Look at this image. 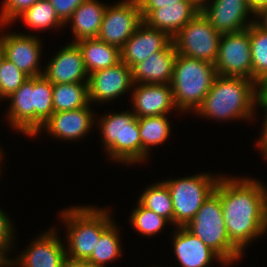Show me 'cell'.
<instances>
[{
	"mask_svg": "<svg viewBox=\"0 0 267 267\" xmlns=\"http://www.w3.org/2000/svg\"><path fill=\"white\" fill-rule=\"evenodd\" d=\"M138 202L146 209L167 219L171 225L174 224L171 194L163 181L147 186Z\"/></svg>",
	"mask_w": 267,
	"mask_h": 267,
	"instance_id": "cell-28",
	"label": "cell"
},
{
	"mask_svg": "<svg viewBox=\"0 0 267 267\" xmlns=\"http://www.w3.org/2000/svg\"><path fill=\"white\" fill-rule=\"evenodd\" d=\"M4 152H2V149H0V162H1V159L3 160V154ZM0 170H1V168H0ZM1 173V172H0Z\"/></svg>",
	"mask_w": 267,
	"mask_h": 267,
	"instance_id": "cell-46",
	"label": "cell"
},
{
	"mask_svg": "<svg viewBox=\"0 0 267 267\" xmlns=\"http://www.w3.org/2000/svg\"><path fill=\"white\" fill-rule=\"evenodd\" d=\"M113 221L102 233L90 258L87 260L97 267H105L110 261H115L120 257L123 250L121 249L120 231Z\"/></svg>",
	"mask_w": 267,
	"mask_h": 267,
	"instance_id": "cell-27",
	"label": "cell"
},
{
	"mask_svg": "<svg viewBox=\"0 0 267 267\" xmlns=\"http://www.w3.org/2000/svg\"><path fill=\"white\" fill-rule=\"evenodd\" d=\"M39 0H4L0 12V27H6Z\"/></svg>",
	"mask_w": 267,
	"mask_h": 267,
	"instance_id": "cell-34",
	"label": "cell"
},
{
	"mask_svg": "<svg viewBox=\"0 0 267 267\" xmlns=\"http://www.w3.org/2000/svg\"><path fill=\"white\" fill-rule=\"evenodd\" d=\"M65 267H97L87 260H71L67 259Z\"/></svg>",
	"mask_w": 267,
	"mask_h": 267,
	"instance_id": "cell-41",
	"label": "cell"
},
{
	"mask_svg": "<svg viewBox=\"0 0 267 267\" xmlns=\"http://www.w3.org/2000/svg\"><path fill=\"white\" fill-rule=\"evenodd\" d=\"M46 65L43 75L52 84L88 82L81 49L76 43L62 47Z\"/></svg>",
	"mask_w": 267,
	"mask_h": 267,
	"instance_id": "cell-17",
	"label": "cell"
},
{
	"mask_svg": "<svg viewBox=\"0 0 267 267\" xmlns=\"http://www.w3.org/2000/svg\"><path fill=\"white\" fill-rule=\"evenodd\" d=\"M7 253L0 247V267H10V258H7Z\"/></svg>",
	"mask_w": 267,
	"mask_h": 267,
	"instance_id": "cell-43",
	"label": "cell"
},
{
	"mask_svg": "<svg viewBox=\"0 0 267 267\" xmlns=\"http://www.w3.org/2000/svg\"><path fill=\"white\" fill-rule=\"evenodd\" d=\"M131 68L120 61L115 66L95 71L88 76L90 103H103L117 99L133 89Z\"/></svg>",
	"mask_w": 267,
	"mask_h": 267,
	"instance_id": "cell-14",
	"label": "cell"
},
{
	"mask_svg": "<svg viewBox=\"0 0 267 267\" xmlns=\"http://www.w3.org/2000/svg\"><path fill=\"white\" fill-rule=\"evenodd\" d=\"M220 177L200 173L163 180L171 194L175 227L186 226L192 220L204 201L214 192Z\"/></svg>",
	"mask_w": 267,
	"mask_h": 267,
	"instance_id": "cell-7",
	"label": "cell"
},
{
	"mask_svg": "<svg viewBox=\"0 0 267 267\" xmlns=\"http://www.w3.org/2000/svg\"><path fill=\"white\" fill-rule=\"evenodd\" d=\"M192 1L199 9H201L205 4H207V1L210 0H190Z\"/></svg>",
	"mask_w": 267,
	"mask_h": 267,
	"instance_id": "cell-44",
	"label": "cell"
},
{
	"mask_svg": "<svg viewBox=\"0 0 267 267\" xmlns=\"http://www.w3.org/2000/svg\"><path fill=\"white\" fill-rule=\"evenodd\" d=\"M106 7L107 5L101 1L86 0L74 10L65 23L66 26L71 22L72 33L75 37L73 43L82 39L97 38Z\"/></svg>",
	"mask_w": 267,
	"mask_h": 267,
	"instance_id": "cell-23",
	"label": "cell"
},
{
	"mask_svg": "<svg viewBox=\"0 0 267 267\" xmlns=\"http://www.w3.org/2000/svg\"><path fill=\"white\" fill-rule=\"evenodd\" d=\"M214 66L218 75L252 80L249 27L240 32L221 34Z\"/></svg>",
	"mask_w": 267,
	"mask_h": 267,
	"instance_id": "cell-9",
	"label": "cell"
},
{
	"mask_svg": "<svg viewBox=\"0 0 267 267\" xmlns=\"http://www.w3.org/2000/svg\"><path fill=\"white\" fill-rule=\"evenodd\" d=\"M86 0H49L56 15L65 24L71 17L74 10Z\"/></svg>",
	"mask_w": 267,
	"mask_h": 267,
	"instance_id": "cell-36",
	"label": "cell"
},
{
	"mask_svg": "<svg viewBox=\"0 0 267 267\" xmlns=\"http://www.w3.org/2000/svg\"><path fill=\"white\" fill-rule=\"evenodd\" d=\"M53 84L44 76L34 77V135L54 113Z\"/></svg>",
	"mask_w": 267,
	"mask_h": 267,
	"instance_id": "cell-30",
	"label": "cell"
},
{
	"mask_svg": "<svg viewBox=\"0 0 267 267\" xmlns=\"http://www.w3.org/2000/svg\"><path fill=\"white\" fill-rule=\"evenodd\" d=\"M54 112L79 109L90 104L88 82L53 84Z\"/></svg>",
	"mask_w": 267,
	"mask_h": 267,
	"instance_id": "cell-26",
	"label": "cell"
},
{
	"mask_svg": "<svg viewBox=\"0 0 267 267\" xmlns=\"http://www.w3.org/2000/svg\"><path fill=\"white\" fill-rule=\"evenodd\" d=\"M174 232L172 235L173 250L181 267H208L213 260H219V263L227 266L214 250L205 245L185 226L176 227Z\"/></svg>",
	"mask_w": 267,
	"mask_h": 267,
	"instance_id": "cell-19",
	"label": "cell"
},
{
	"mask_svg": "<svg viewBox=\"0 0 267 267\" xmlns=\"http://www.w3.org/2000/svg\"><path fill=\"white\" fill-rule=\"evenodd\" d=\"M76 44L81 49L88 74L120 62V49L97 38L82 39Z\"/></svg>",
	"mask_w": 267,
	"mask_h": 267,
	"instance_id": "cell-24",
	"label": "cell"
},
{
	"mask_svg": "<svg viewBox=\"0 0 267 267\" xmlns=\"http://www.w3.org/2000/svg\"><path fill=\"white\" fill-rule=\"evenodd\" d=\"M220 203L230 243L243 254L267 232V187L252 177L222 175Z\"/></svg>",
	"mask_w": 267,
	"mask_h": 267,
	"instance_id": "cell-1",
	"label": "cell"
},
{
	"mask_svg": "<svg viewBox=\"0 0 267 267\" xmlns=\"http://www.w3.org/2000/svg\"><path fill=\"white\" fill-rule=\"evenodd\" d=\"M264 113V121H263V130H261V137L259 136V140H257L256 145L259 149H261L262 156L264 155V159L267 160V108H263Z\"/></svg>",
	"mask_w": 267,
	"mask_h": 267,
	"instance_id": "cell-38",
	"label": "cell"
},
{
	"mask_svg": "<svg viewBox=\"0 0 267 267\" xmlns=\"http://www.w3.org/2000/svg\"><path fill=\"white\" fill-rule=\"evenodd\" d=\"M136 86V87H135ZM132 104L135 117L167 115L177 110L170 84H134Z\"/></svg>",
	"mask_w": 267,
	"mask_h": 267,
	"instance_id": "cell-18",
	"label": "cell"
},
{
	"mask_svg": "<svg viewBox=\"0 0 267 267\" xmlns=\"http://www.w3.org/2000/svg\"><path fill=\"white\" fill-rule=\"evenodd\" d=\"M267 108V78L259 85V105Z\"/></svg>",
	"mask_w": 267,
	"mask_h": 267,
	"instance_id": "cell-40",
	"label": "cell"
},
{
	"mask_svg": "<svg viewBox=\"0 0 267 267\" xmlns=\"http://www.w3.org/2000/svg\"><path fill=\"white\" fill-rule=\"evenodd\" d=\"M259 105V85L250 79L216 75L195 113L216 121L252 120Z\"/></svg>",
	"mask_w": 267,
	"mask_h": 267,
	"instance_id": "cell-2",
	"label": "cell"
},
{
	"mask_svg": "<svg viewBox=\"0 0 267 267\" xmlns=\"http://www.w3.org/2000/svg\"><path fill=\"white\" fill-rule=\"evenodd\" d=\"M14 227L12 226L11 220L0 208V247L8 253L14 245ZM13 244V245H12Z\"/></svg>",
	"mask_w": 267,
	"mask_h": 267,
	"instance_id": "cell-35",
	"label": "cell"
},
{
	"mask_svg": "<svg viewBox=\"0 0 267 267\" xmlns=\"http://www.w3.org/2000/svg\"><path fill=\"white\" fill-rule=\"evenodd\" d=\"M247 2L254 12L267 5V0H247Z\"/></svg>",
	"mask_w": 267,
	"mask_h": 267,
	"instance_id": "cell-42",
	"label": "cell"
},
{
	"mask_svg": "<svg viewBox=\"0 0 267 267\" xmlns=\"http://www.w3.org/2000/svg\"><path fill=\"white\" fill-rule=\"evenodd\" d=\"M221 34L200 11L173 38L177 54L215 63Z\"/></svg>",
	"mask_w": 267,
	"mask_h": 267,
	"instance_id": "cell-8",
	"label": "cell"
},
{
	"mask_svg": "<svg viewBox=\"0 0 267 267\" xmlns=\"http://www.w3.org/2000/svg\"><path fill=\"white\" fill-rule=\"evenodd\" d=\"M214 64L177 54L170 86L177 110L194 111L201 106L216 77Z\"/></svg>",
	"mask_w": 267,
	"mask_h": 267,
	"instance_id": "cell-4",
	"label": "cell"
},
{
	"mask_svg": "<svg viewBox=\"0 0 267 267\" xmlns=\"http://www.w3.org/2000/svg\"><path fill=\"white\" fill-rule=\"evenodd\" d=\"M177 51L171 42L164 50L154 52L132 70L134 84H170Z\"/></svg>",
	"mask_w": 267,
	"mask_h": 267,
	"instance_id": "cell-20",
	"label": "cell"
},
{
	"mask_svg": "<svg viewBox=\"0 0 267 267\" xmlns=\"http://www.w3.org/2000/svg\"><path fill=\"white\" fill-rule=\"evenodd\" d=\"M140 7L141 17L144 19L152 10L177 4L178 2H192L190 0H137Z\"/></svg>",
	"mask_w": 267,
	"mask_h": 267,
	"instance_id": "cell-37",
	"label": "cell"
},
{
	"mask_svg": "<svg viewBox=\"0 0 267 267\" xmlns=\"http://www.w3.org/2000/svg\"><path fill=\"white\" fill-rule=\"evenodd\" d=\"M185 227L214 250L227 265L233 264L243 256L230 243L226 231L220 203V178L214 192Z\"/></svg>",
	"mask_w": 267,
	"mask_h": 267,
	"instance_id": "cell-6",
	"label": "cell"
},
{
	"mask_svg": "<svg viewBox=\"0 0 267 267\" xmlns=\"http://www.w3.org/2000/svg\"><path fill=\"white\" fill-rule=\"evenodd\" d=\"M138 206L133 209L130 215V221L132 228H134L138 234L143 236H154L169 224V221L164 217L157 215L155 212L146 209L139 202Z\"/></svg>",
	"mask_w": 267,
	"mask_h": 267,
	"instance_id": "cell-32",
	"label": "cell"
},
{
	"mask_svg": "<svg viewBox=\"0 0 267 267\" xmlns=\"http://www.w3.org/2000/svg\"><path fill=\"white\" fill-rule=\"evenodd\" d=\"M7 118L15 130L27 136H34V77L27 80L7 100Z\"/></svg>",
	"mask_w": 267,
	"mask_h": 267,
	"instance_id": "cell-21",
	"label": "cell"
},
{
	"mask_svg": "<svg viewBox=\"0 0 267 267\" xmlns=\"http://www.w3.org/2000/svg\"><path fill=\"white\" fill-rule=\"evenodd\" d=\"M23 20L25 25L32 29L43 30L65 27V24L56 15L49 0H39L28 8L18 19ZM57 27V28H56Z\"/></svg>",
	"mask_w": 267,
	"mask_h": 267,
	"instance_id": "cell-31",
	"label": "cell"
},
{
	"mask_svg": "<svg viewBox=\"0 0 267 267\" xmlns=\"http://www.w3.org/2000/svg\"><path fill=\"white\" fill-rule=\"evenodd\" d=\"M56 230L52 227L45 233L38 235L26 250L22 251L14 261L10 259V267H65L66 245L56 234Z\"/></svg>",
	"mask_w": 267,
	"mask_h": 267,
	"instance_id": "cell-12",
	"label": "cell"
},
{
	"mask_svg": "<svg viewBox=\"0 0 267 267\" xmlns=\"http://www.w3.org/2000/svg\"><path fill=\"white\" fill-rule=\"evenodd\" d=\"M112 113L105 114L97 121L106 153L120 164H141L142 142L138 118L130 110Z\"/></svg>",
	"mask_w": 267,
	"mask_h": 267,
	"instance_id": "cell-5",
	"label": "cell"
},
{
	"mask_svg": "<svg viewBox=\"0 0 267 267\" xmlns=\"http://www.w3.org/2000/svg\"><path fill=\"white\" fill-rule=\"evenodd\" d=\"M171 42L166 32L149 27L143 21L120 48V61L132 68L154 52L164 50Z\"/></svg>",
	"mask_w": 267,
	"mask_h": 267,
	"instance_id": "cell-16",
	"label": "cell"
},
{
	"mask_svg": "<svg viewBox=\"0 0 267 267\" xmlns=\"http://www.w3.org/2000/svg\"><path fill=\"white\" fill-rule=\"evenodd\" d=\"M5 58H6L5 54H4L3 50H2V48L0 47V68H1L2 62H3V60Z\"/></svg>",
	"mask_w": 267,
	"mask_h": 267,
	"instance_id": "cell-45",
	"label": "cell"
},
{
	"mask_svg": "<svg viewBox=\"0 0 267 267\" xmlns=\"http://www.w3.org/2000/svg\"><path fill=\"white\" fill-rule=\"evenodd\" d=\"M143 22L137 0H121L107 5L97 39L119 49Z\"/></svg>",
	"mask_w": 267,
	"mask_h": 267,
	"instance_id": "cell-10",
	"label": "cell"
},
{
	"mask_svg": "<svg viewBox=\"0 0 267 267\" xmlns=\"http://www.w3.org/2000/svg\"><path fill=\"white\" fill-rule=\"evenodd\" d=\"M254 23L260 28L267 30V5L259 8L255 12ZM257 19V20H256ZM261 19V20H259Z\"/></svg>",
	"mask_w": 267,
	"mask_h": 267,
	"instance_id": "cell-39",
	"label": "cell"
},
{
	"mask_svg": "<svg viewBox=\"0 0 267 267\" xmlns=\"http://www.w3.org/2000/svg\"><path fill=\"white\" fill-rule=\"evenodd\" d=\"M168 115L148 116L138 118L139 135L142 142V161L148 159L149 150L168 139L171 124Z\"/></svg>",
	"mask_w": 267,
	"mask_h": 267,
	"instance_id": "cell-25",
	"label": "cell"
},
{
	"mask_svg": "<svg viewBox=\"0 0 267 267\" xmlns=\"http://www.w3.org/2000/svg\"><path fill=\"white\" fill-rule=\"evenodd\" d=\"M200 11L220 34L245 30L254 23V19L246 21L247 17H255L247 0H210Z\"/></svg>",
	"mask_w": 267,
	"mask_h": 267,
	"instance_id": "cell-13",
	"label": "cell"
},
{
	"mask_svg": "<svg viewBox=\"0 0 267 267\" xmlns=\"http://www.w3.org/2000/svg\"><path fill=\"white\" fill-rule=\"evenodd\" d=\"M27 78L24 72L5 58L0 68V100L12 95Z\"/></svg>",
	"mask_w": 267,
	"mask_h": 267,
	"instance_id": "cell-33",
	"label": "cell"
},
{
	"mask_svg": "<svg viewBox=\"0 0 267 267\" xmlns=\"http://www.w3.org/2000/svg\"><path fill=\"white\" fill-rule=\"evenodd\" d=\"M199 12L200 9L193 2H178L152 10L143 21L173 38Z\"/></svg>",
	"mask_w": 267,
	"mask_h": 267,
	"instance_id": "cell-22",
	"label": "cell"
},
{
	"mask_svg": "<svg viewBox=\"0 0 267 267\" xmlns=\"http://www.w3.org/2000/svg\"><path fill=\"white\" fill-rule=\"evenodd\" d=\"M90 105L91 103L75 110L54 112L34 135L35 138L41 133L42 129L48 131L47 134H50L53 138H59L61 141H75L86 137L87 133L91 132L94 121L97 120L94 119L96 117Z\"/></svg>",
	"mask_w": 267,
	"mask_h": 267,
	"instance_id": "cell-15",
	"label": "cell"
},
{
	"mask_svg": "<svg viewBox=\"0 0 267 267\" xmlns=\"http://www.w3.org/2000/svg\"><path fill=\"white\" fill-rule=\"evenodd\" d=\"M66 226L67 259L88 260L101 233L112 223L108 209L94 206H73L60 212Z\"/></svg>",
	"mask_w": 267,
	"mask_h": 267,
	"instance_id": "cell-3",
	"label": "cell"
},
{
	"mask_svg": "<svg viewBox=\"0 0 267 267\" xmlns=\"http://www.w3.org/2000/svg\"><path fill=\"white\" fill-rule=\"evenodd\" d=\"M6 34V35H5ZM0 34V47L5 57L14 63L28 77L43 75L40 64L42 41L34 34L6 33Z\"/></svg>",
	"mask_w": 267,
	"mask_h": 267,
	"instance_id": "cell-11",
	"label": "cell"
},
{
	"mask_svg": "<svg viewBox=\"0 0 267 267\" xmlns=\"http://www.w3.org/2000/svg\"><path fill=\"white\" fill-rule=\"evenodd\" d=\"M252 58V80L260 85L267 78V30L252 23L249 26Z\"/></svg>",
	"mask_w": 267,
	"mask_h": 267,
	"instance_id": "cell-29",
	"label": "cell"
}]
</instances>
